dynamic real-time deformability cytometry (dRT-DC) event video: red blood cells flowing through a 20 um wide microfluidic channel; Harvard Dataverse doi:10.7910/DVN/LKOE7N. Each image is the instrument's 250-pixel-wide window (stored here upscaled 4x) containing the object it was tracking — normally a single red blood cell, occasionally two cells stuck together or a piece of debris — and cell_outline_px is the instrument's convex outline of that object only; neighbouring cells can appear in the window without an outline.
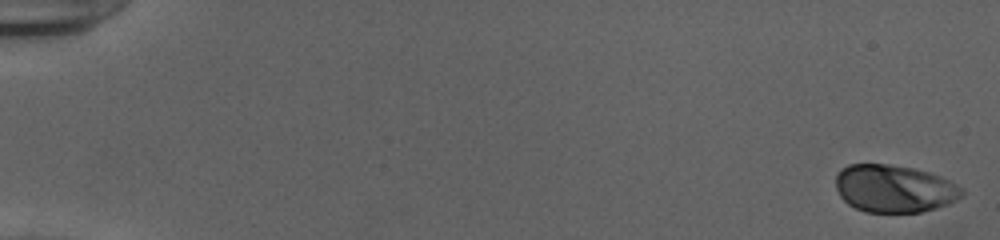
{"species": "human", "species_latin": "Homo sapiens", "temperature_condition": "cold", "stored_images_in_passage": 53, "camera_frame_rate_fps": 3000, "um_per_image_px": 0.085, "donor": {"sex": "female"}, "frame": {"image": 1, "passage_image": 1, "time_ms": 0.0, "image_size_px": [1000, 240], "cell_outline_px": [[964, 192], [956, 200], [948, 204], [936, 208], [920, 212], [864, 212], [848, 204], [840, 196], [836, 188], [836, 172], [840, 168], [848, 164], [888, 164], [912, 168], [928, 172], [940, 176], [964, 188]], "centroid_in_image_um": [75.98, 16.03], "position_along_channel_um": 9.0, "area_um2": 35.08}}
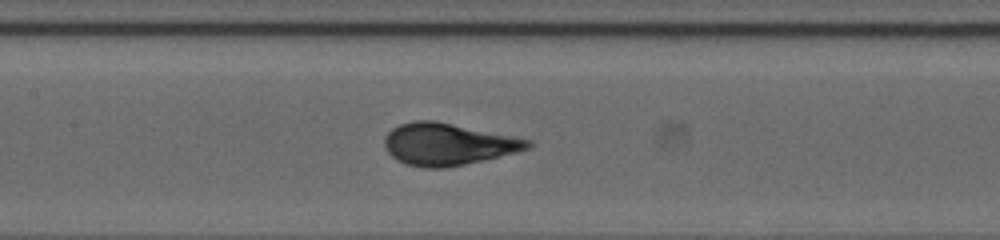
{"frame": {"image": 2, "passage_image": 27, "time_ms": 8.667, "image_size_px": [1000, 240], "cell_outline_px": [[532, 144], [528, 148], [516, 152], [464, 164], [444, 168], [424, 168], [404, 164], [392, 156], [384, 148], [384, 136], [392, 128], [400, 124], [412, 120], [436, 120], [516, 136], [532, 140]], "centroid_in_image_um": [38.04, 12.24], "position_along_channel_um": 169.4, "area_um2": 35.26}}
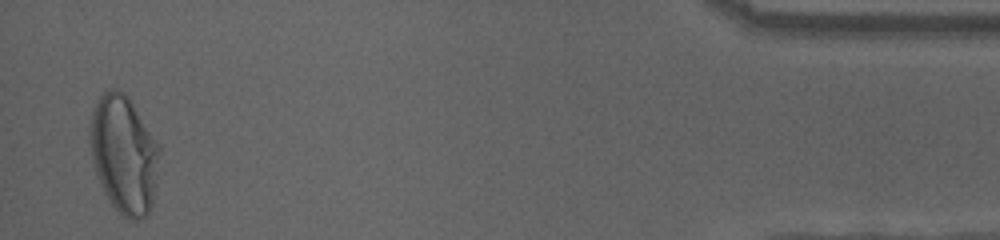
{"frame": {"image": 3, "passage_image": 52, "time_ms": 17.0, "image_size_px": [1000, 240], "cell_outline_px": [[160, 152], [152, 204], [148, 212], [140, 220], [128, 220], [108, 200], [100, 184], [96, 172], [88, 140], [88, 128], [92, 112], [100, 96], [104, 92], [112, 88], [116, 88], [128, 96], [160, 144]], "centroid_in_image_um": [10.52, 13.09], "position_along_channel_um": 424.7, "area_um2": 47.8}, "authors_computed_cell_mechanics": {"area_um2": 34.9112, "velocity_mm_per_s": 3.9249, "shape_relaxation_time_tau1_ms": 3.5257, "shape_relaxation_time_tau2_ms": null, "deformation_change_tau1": 0.1923, "deformation_change_tau2": null}}